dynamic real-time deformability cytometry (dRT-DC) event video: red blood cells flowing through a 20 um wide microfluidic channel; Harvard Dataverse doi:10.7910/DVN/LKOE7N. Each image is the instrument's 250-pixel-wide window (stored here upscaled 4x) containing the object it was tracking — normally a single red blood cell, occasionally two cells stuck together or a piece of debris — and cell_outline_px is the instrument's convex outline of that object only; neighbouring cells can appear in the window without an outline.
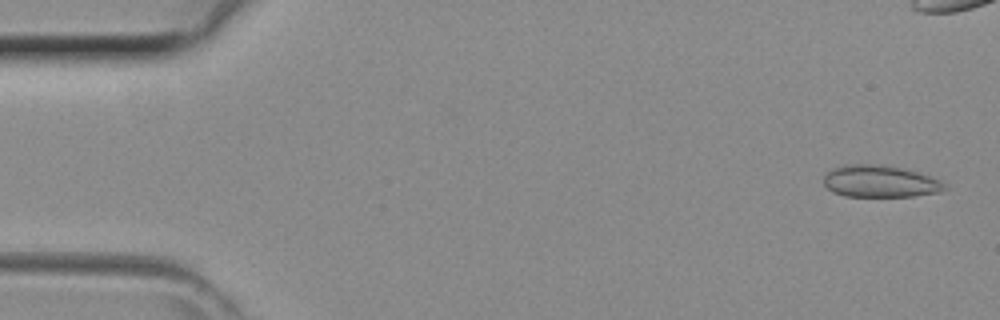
{"species": "common noctule bat (a hibernating species)", "species_latin": "Nyctalus noctula", "temperature_condition": "room temperature", "stored_images_in_passage": 12, "camera_frame_rate_fps": 3000, "um_per_image_px": 0.085, "animal": {"sex": "female", "body_mass_g": 29.2, "forearm_length_mm": 56.3}, "frame": {"image": 1, "passage_image": 2, "time_ms": 0.333, "image_size_px": [1000, 320], "cell_outline_px": [[948, 188], [940, 192], [912, 196], [844, 196], [832, 192], [824, 184], [824, 176], [832, 168], [844, 164], [884, 164], [904, 168], [940, 180], [948, 184]], "centroid_in_image_um": [74.81, 15.41], "position_along_channel_um": 10.2, "area_um2": 22.72}}